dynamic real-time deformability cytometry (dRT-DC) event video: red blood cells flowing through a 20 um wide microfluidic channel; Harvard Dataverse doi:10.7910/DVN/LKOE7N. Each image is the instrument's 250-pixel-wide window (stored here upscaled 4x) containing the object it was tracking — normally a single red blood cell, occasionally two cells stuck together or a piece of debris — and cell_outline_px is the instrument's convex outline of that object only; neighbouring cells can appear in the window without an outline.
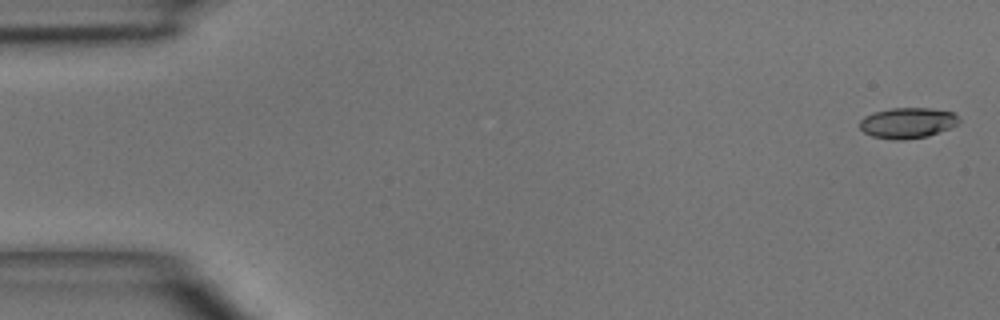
{"species": "common noctule bat (a hibernating species)", "species_latin": "Nyctalus noctula", "temperature_condition": "room temperature", "stored_images_in_passage": 5, "camera_frame_rate_fps": 3000, "um_per_image_px": 0.085, "animal": {"sex": "male", "body_mass_g": 15.6}, "frame": {"image": 1, "passage_image": 1, "time_ms": 0.0, "image_size_px": [1000, 320], "cell_outline_px": [[960, 124], [928, 136], [904, 140], [892, 140], [872, 136], [864, 132], [860, 128], [860, 120], [864, 116], [872, 112], [892, 108], [932, 108], [952, 112], [960, 120]], "centroid_in_image_um": [77.13, 10.45], "position_along_channel_um": 7.9, "area_um2": 17.86}}
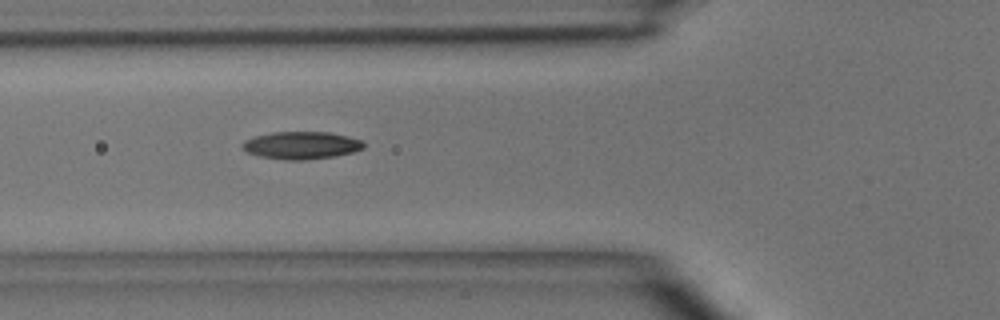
{"frame": {"image": 2, "passage_image": 5, "time_ms": 5.333, "image_size_px": [1000, 320], "cell_outline_px": [[364, 148], [352, 152], [332, 156], [300, 160], [284, 160], [260, 156], [248, 152], [240, 144], [244, 140], [252, 136], [272, 132], [328, 132], [348, 136], [360, 140], [364, 144]], "centroid_in_image_um": [25.57, 12.34], "position_along_channel_um": 100.2, "area_um2": 19.31}}